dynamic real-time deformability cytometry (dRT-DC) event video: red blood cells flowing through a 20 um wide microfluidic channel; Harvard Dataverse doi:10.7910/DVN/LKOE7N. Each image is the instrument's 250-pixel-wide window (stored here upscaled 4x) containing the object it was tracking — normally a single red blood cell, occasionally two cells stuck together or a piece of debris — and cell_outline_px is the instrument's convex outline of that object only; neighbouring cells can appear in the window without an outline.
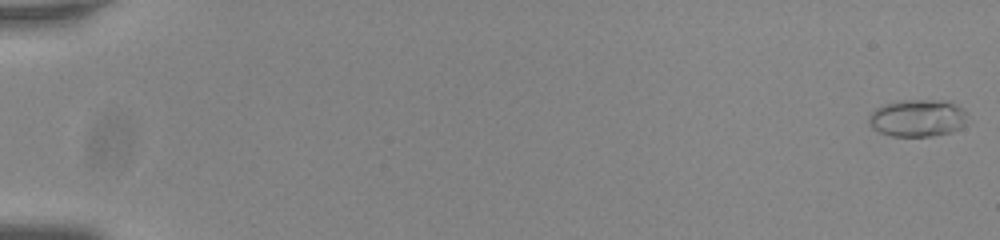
{"species": "common noctule bat (a hibernating species)", "species_latin": "Nyctalus noctula", "temperature_condition": "room temperature", "stored_images_in_passage": 57, "camera_frame_rate_fps": 3000, "um_per_image_px": 0.085, "animal": {"sex": "male", "body_mass_g": 20.0, "forearm_length_mm": 53.3}, "frame": {"image": 1, "passage_image": 2, "time_ms": 0.333, "image_size_px": [1000, 240], "cell_outline_px": [[964, 124], [960, 128], [952, 132], [932, 136], [892, 136], [880, 132], [872, 128], [868, 120], [868, 116], [876, 108], [900, 100], [944, 100], [964, 108]], "centroid_in_image_um": [77.98, 10.04], "position_along_channel_um": 7.0, "area_um2": 21.21}}
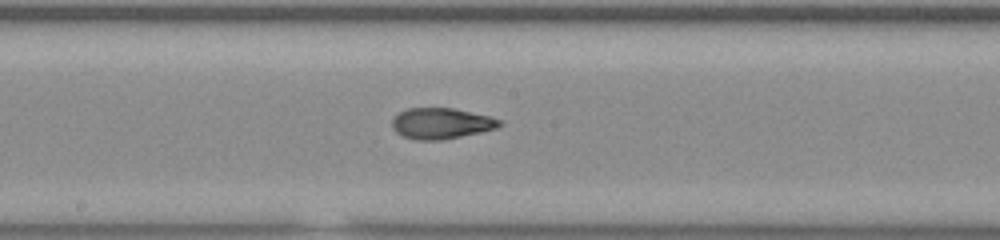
{"frame": {"image": 2, "passage_image": 33, "time_ms": 10.667, "image_size_px": [1000, 240], "cell_outline_px": [[504, 124], [496, 128], [480, 132], [440, 140], [416, 140], [404, 136], [396, 132], [392, 128], [392, 120], [400, 112], [408, 108], [452, 108], [488, 116], [504, 120]], "centroid_in_image_um": [37.52, 10.49], "position_along_channel_um": 210.7, "area_um2": 19.19}}
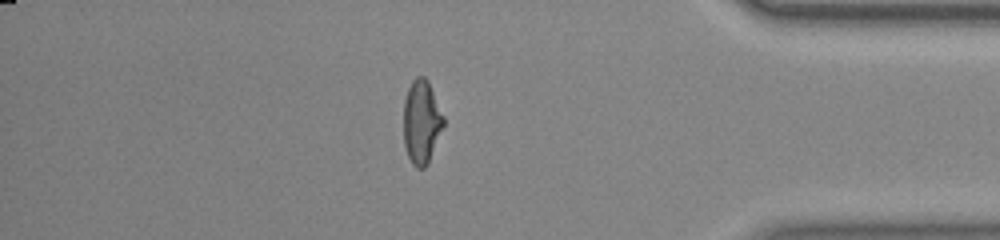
{"frame": {"image": 3, "passage_image": 50, "time_ms": 16.333, "image_size_px": [1000, 240], "cell_outline_px": [[444, 124], [428, 164], [424, 168], [416, 168], [412, 164], [408, 156], [404, 144], [404, 100], [408, 88], [412, 80], [416, 76], [424, 76], [428, 80], [444, 116]], "centroid_in_image_um": [35.83, 10.35], "position_along_channel_um": 399.4, "area_um2": 19.54}, "authors_computed_cell_mechanics": {"area_um2": 19.652, "velocity_mm_per_s": 3.7888, "shape_relaxation_time_tau1_ms": 5.0763, "shape_relaxation_time_tau2_ms": 1.5204, "deformation_change_tau1": 0.2278, "deformation_change_tau2": 0.0783}}